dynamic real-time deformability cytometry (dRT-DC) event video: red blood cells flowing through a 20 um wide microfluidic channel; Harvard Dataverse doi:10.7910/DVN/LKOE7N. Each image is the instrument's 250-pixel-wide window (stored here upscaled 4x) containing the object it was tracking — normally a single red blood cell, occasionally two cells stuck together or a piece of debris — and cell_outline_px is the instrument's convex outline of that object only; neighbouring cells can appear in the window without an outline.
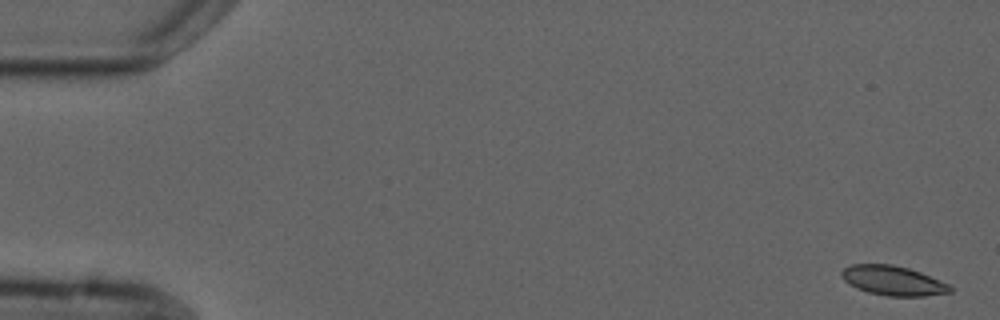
{"species": "common noctule bat (a hibernating species)", "species_latin": "Nyctalus noctula", "temperature_condition": "cold", "stored_images_in_passage": 4, "camera_frame_rate_fps": 3000, "um_per_image_px": 0.085, "animal": {"sex": "male", "forearm_length_mm": 52.5}, "frame": {"image": 1, "passage_image": 1, "time_ms": 0.0, "image_size_px": [1000, 320], "cell_outline_px": [[952, 292], [924, 296], [888, 296], [868, 292], [856, 288], [848, 284], [840, 276], [840, 272], [844, 268], [852, 264], [892, 264], [908, 268], [920, 272], [948, 284], [952, 288]], "centroid_in_image_um": [75.87, 23.85], "position_along_channel_um": 9.1, "area_um2": 18.67}}
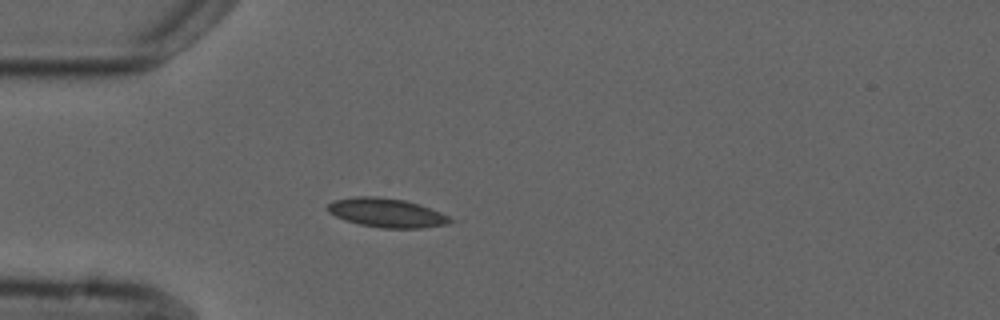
{"frame": {"image": 2, "passage_image": 4, "time_ms": 4.667, "image_size_px": [1000, 320], "cell_outline_px": [[460, 220], [448, 224], [420, 228], [380, 228], [360, 224], [344, 220], [328, 212], [328, 204], [332, 200], [356, 196], [376, 196], [404, 200], [440, 212]], "centroid_in_image_um": [32.89, 18.09], "position_along_channel_um": 52.1, "area_um2": 20.81}}